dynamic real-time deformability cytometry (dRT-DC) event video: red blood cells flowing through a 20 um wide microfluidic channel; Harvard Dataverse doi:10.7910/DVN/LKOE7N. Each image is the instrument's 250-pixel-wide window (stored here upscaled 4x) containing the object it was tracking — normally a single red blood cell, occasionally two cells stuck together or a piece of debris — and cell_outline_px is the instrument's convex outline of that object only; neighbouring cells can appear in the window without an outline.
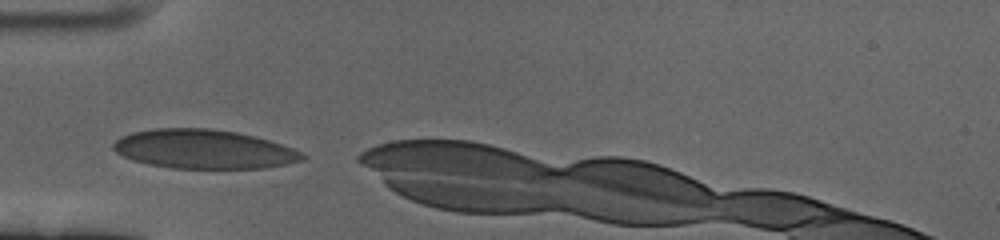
{"species": "human", "species_latin": "Homo sapiens", "temperature_condition": "cold", "stored_images_in_passage": 30, "camera_frame_rate_fps": 3000, "um_per_image_px": 0.085, "donor": {"sex": "female"}, "frame": {"image": 1, "passage_image": 1, "time_ms": 0.0, "image_size_px": [1000, 240], "cell_outline_px": [[308, 156], [304, 160], [288, 164], [264, 168], [172, 168], [148, 164], [132, 160], [116, 152], [112, 148], [112, 144], [120, 136], [132, 132], [156, 128], [212, 128], [236, 132], [256, 136], [292, 148]], "centroid_in_image_um": [17.31, 12.67], "position_along_channel_um": 67.7, "area_um2": 43.18}}
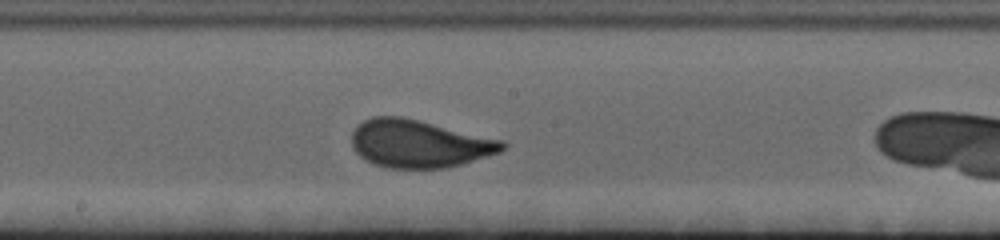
{"frame": {"image": 2, "passage_image": 14, "time_ms": 4.333, "image_size_px": [1000, 240], "cell_outline_px": [[508, 144], [500, 152], [464, 164], [444, 168], [388, 168], [372, 164], [364, 160], [356, 152], [352, 144], [352, 132], [364, 120], [372, 116], [400, 116], [504, 140]], "centroid_in_image_um": [35.63, 12.23], "position_along_channel_um": 212.6, "area_um2": 41.96}}
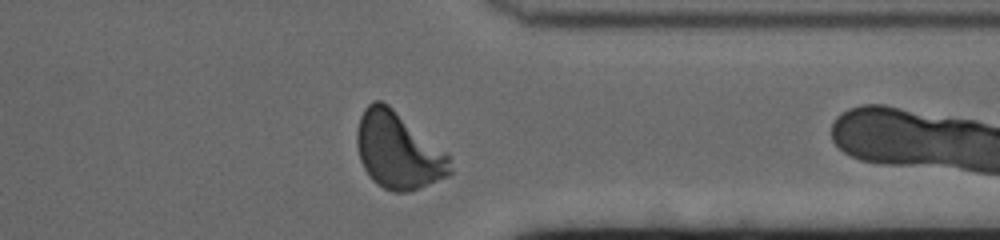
{"frame": {"image": 3, "passage_image": 29, "time_ms": 9.333, "image_size_px": [1000, 240], "cell_outline_px": [[452, 172], [448, 176], [420, 188], [408, 192], [392, 192], [376, 184], [372, 180], [364, 168], [360, 160], [356, 144], [356, 132], [360, 116], [364, 108], [372, 100], [380, 100], [388, 104], [448, 152], [452, 156]], "centroid_in_image_um": [33.86, 12.8], "position_along_channel_um": 377.5, "area_um2": 42.25}}